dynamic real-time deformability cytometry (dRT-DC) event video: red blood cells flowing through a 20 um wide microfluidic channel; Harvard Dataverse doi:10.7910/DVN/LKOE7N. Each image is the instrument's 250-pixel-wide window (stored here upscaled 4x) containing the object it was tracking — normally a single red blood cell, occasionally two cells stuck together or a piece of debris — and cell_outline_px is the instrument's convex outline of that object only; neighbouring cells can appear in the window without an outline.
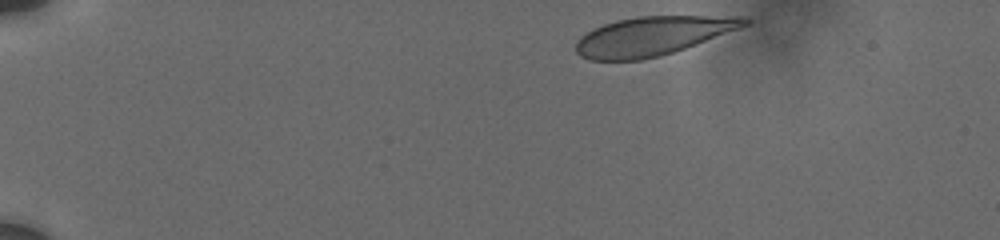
{"species": "human", "species_latin": "Homo sapiens", "temperature_condition": "cold", "stored_images_in_passage": 9, "camera_frame_rate_fps": 3000, "um_per_image_px": 0.085, "donor": {"sex": "male"}, "frame": {"image": 1, "passage_image": 1, "time_ms": 0.0, "image_size_px": [1000, 240], "cell_outline_px": [[752, 20], [748, 24], [740, 28], [684, 48], [672, 52], [640, 60], [588, 60], [580, 56], [576, 52], [576, 40], [580, 36], [592, 28], [616, 20], [636, 16], [748, 16]], "centroid_in_image_um": [55.45, 3.04], "position_along_channel_um": 29.6, "area_um2": 38.15}}
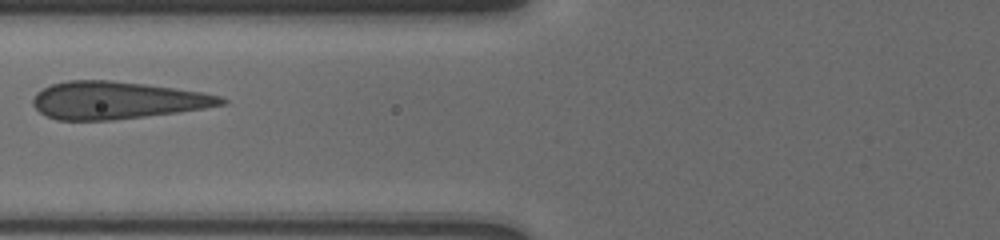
{"frame": {"image": 2, "passage_image": 7, "time_ms": 5.0, "image_size_px": [1000, 240], "cell_outline_px": [[228, 104], [204, 108], [176, 112], [112, 120], [56, 120], [40, 112], [32, 104], [32, 100], [36, 92], [52, 84], [68, 80], [108, 80], [144, 84], [204, 92], [220, 96], [228, 100]], "centroid_in_image_um": [9.94, 8.52], "position_along_channel_um": 115.9, "area_um2": 40.92}}
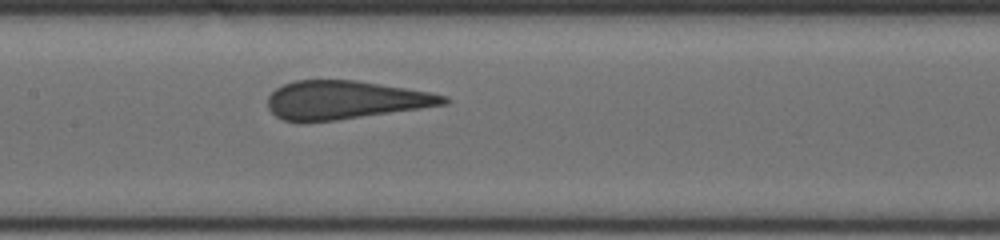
{"frame": {"image": 3, "passage_image": 9, "time_ms": 6.667, "image_size_px": [1000, 240], "cell_outline_px": [[452, 100], [448, 104], [336, 120], [284, 120], [276, 116], [268, 108], [268, 96], [276, 88], [284, 84], [296, 80], [356, 80], [428, 92], [448, 96]], "centroid_in_image_um": [29.36, 8.48], "position_along_channel_um": 178.0, "area_um2": 38.73}}